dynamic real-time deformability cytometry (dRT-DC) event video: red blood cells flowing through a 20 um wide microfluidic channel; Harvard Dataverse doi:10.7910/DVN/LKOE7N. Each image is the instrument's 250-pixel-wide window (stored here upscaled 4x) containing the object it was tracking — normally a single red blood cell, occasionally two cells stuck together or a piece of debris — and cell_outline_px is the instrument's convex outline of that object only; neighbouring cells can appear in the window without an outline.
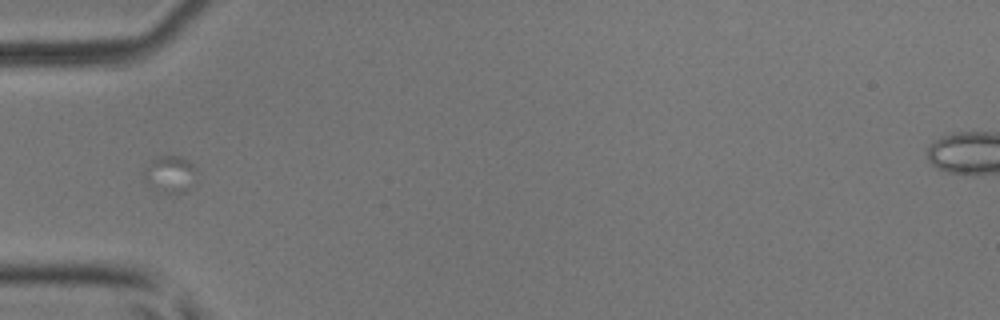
{"species": "common noctule bat (a hibernating species)", "species_latin": "Nyctalus noctula", "temperature_condition": "room temperature", "stored_images_in_passage": 3, "camera_frame_rate_fps": 3000, "um_per_image_px": 0.085, "animal": {"sex": "male", "body_mass_g": 17.9, "forearm_length_mm": 54.2}, "frame": {"image": 1, "passage_image": 1, "time_ms": 0.0, "image_size_px": [1000, 320], "cell_outline_px": [[196, 180], [184, 192], [164, 192], [148, 184], [144, 180], [144, 168], [156, 156], [180, 156], [188, 160], [196, 168]], "centroid_in_image_um": [14.47, 14.77], "position_along_channel_um": 70.5, "area_um2": 11.16}}